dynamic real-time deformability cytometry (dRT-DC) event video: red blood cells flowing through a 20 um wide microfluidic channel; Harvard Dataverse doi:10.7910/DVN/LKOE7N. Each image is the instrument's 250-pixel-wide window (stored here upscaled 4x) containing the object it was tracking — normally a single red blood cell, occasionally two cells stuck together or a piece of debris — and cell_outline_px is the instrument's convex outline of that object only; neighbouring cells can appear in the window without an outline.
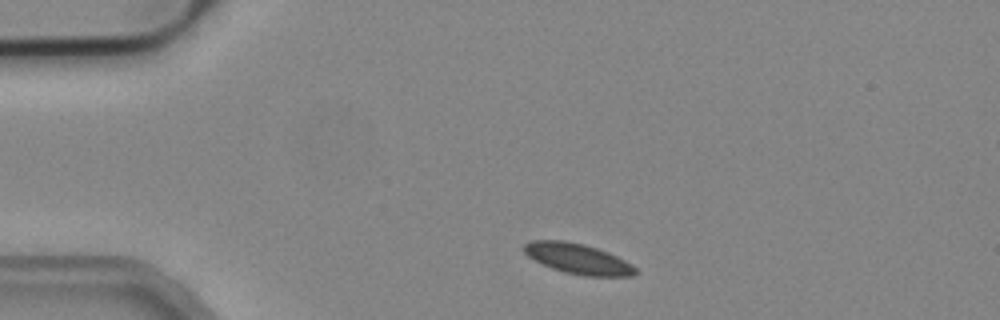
{"species": "common noctule bat (a hibernating species)", "species_latin": "Nyctalus noctula", "temperature_condition": "cold", "stored_images_in_passage": 1, "camera_frame_rate_fps": 3000, "um_per_image_px": 0.085, "animal": {"sex": "male", "body_mass_g": 19.2, "forearm_length_mm": 51.8}, "frame": {"image": 1, "passage_image": 1, "time_ms": 0.0, "image_size_px": [1000, 320], "cell_outline_px": [[636, 272], [632, 276], [584, 276], [564, 272], [552, 268], [528, 256], [524, 252], [524, 244], [532, 240], [564, 240], [584, 244], [608, 252], [624, 260], [636, 268]], "centroid_in_image_um": [49.11, 21.98], "position_along_channel_um": 35.9, "area_um2": 19.48}}